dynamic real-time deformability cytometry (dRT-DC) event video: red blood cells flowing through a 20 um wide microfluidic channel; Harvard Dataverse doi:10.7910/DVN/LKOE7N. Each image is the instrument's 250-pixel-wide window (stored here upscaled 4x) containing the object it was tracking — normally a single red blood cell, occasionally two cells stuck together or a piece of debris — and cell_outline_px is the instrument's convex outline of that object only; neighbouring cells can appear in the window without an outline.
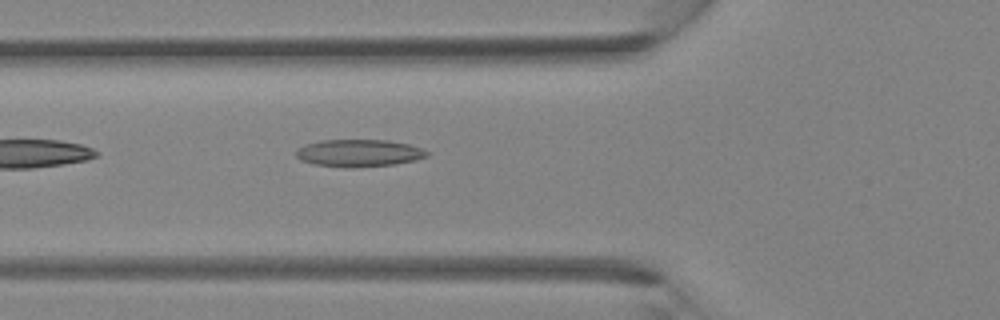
{"species": "Egyptian fruit bat (a non-hibernating species)", "species_latin": "Rousettus aegyptiacus", "temperature_condition": "room temperature", "stored_images_in_passage": 27, "camera_frame_rate_fps": 3000, "um_per_image_px": 0.085, "animal": {"sex": "female"}, "frame": {"image": 1, "passage_image": 2, "time_ms": 0.333, "image_size_px": [1000, 320], "cell_outline_px": [[432, 152], [428, 156], [416, 160], [396, 164], [356, 168], [348, 168], [312, 164], [300, 160], [296, 156], [296, 148], [304, 144], [320, 140], [388, 140], [408, 144]], "centroid_in_image_um": [30.49, 13.02], "position_along_channel_um": 95.3, "area_um2": 21.21}}
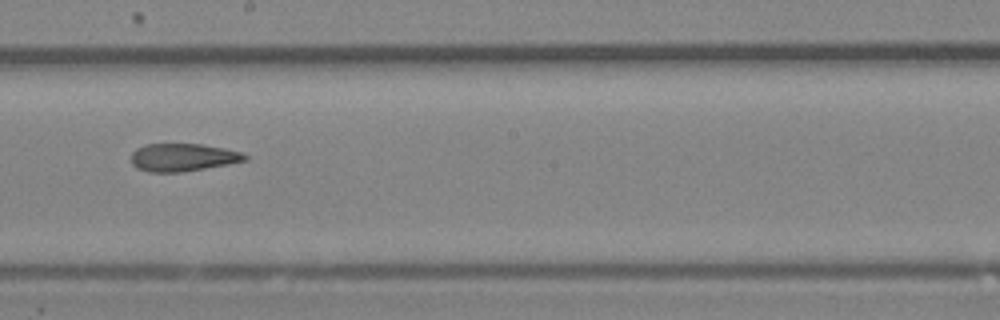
{"frame": {"image": 2, "passage_image": 10, "time_ms": 3.0, "image_size_px": [1000, 320], "cell_outline_px": [[248, 160], [228, 164], [180, 172], [148, 172], [136, 168], [132, 164], [132, 152], [136, 148], [144, 144], [200, 144], [224, 148], [244, 152], [248, 156]], "centroid_in_image_um": [15.55, 13.37], "position_along_channel_um": 232.7, "area_um2": 18.5}}
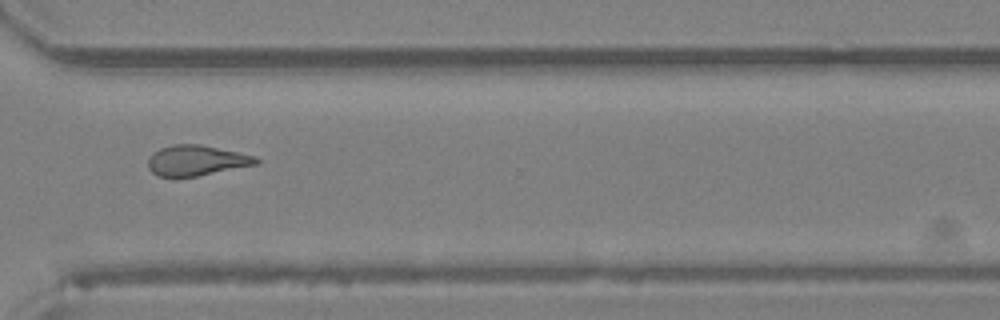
{"frame": {"image": 3, "passage_image": 17, "time_ms": 5.333, "image_size_px": [1000, 320], "cell_outline_px": [[260, 164], [196, 176], [156, 176], [148, 168], [148, 160], [152, 152], [160, 148], [172, 144], [200, 144], [256, 156], [260, 160]], "centroid_in_image_um": [16.7, 13.63], "position_along_channel_um": 353.9, "area_um2": 19.19}}